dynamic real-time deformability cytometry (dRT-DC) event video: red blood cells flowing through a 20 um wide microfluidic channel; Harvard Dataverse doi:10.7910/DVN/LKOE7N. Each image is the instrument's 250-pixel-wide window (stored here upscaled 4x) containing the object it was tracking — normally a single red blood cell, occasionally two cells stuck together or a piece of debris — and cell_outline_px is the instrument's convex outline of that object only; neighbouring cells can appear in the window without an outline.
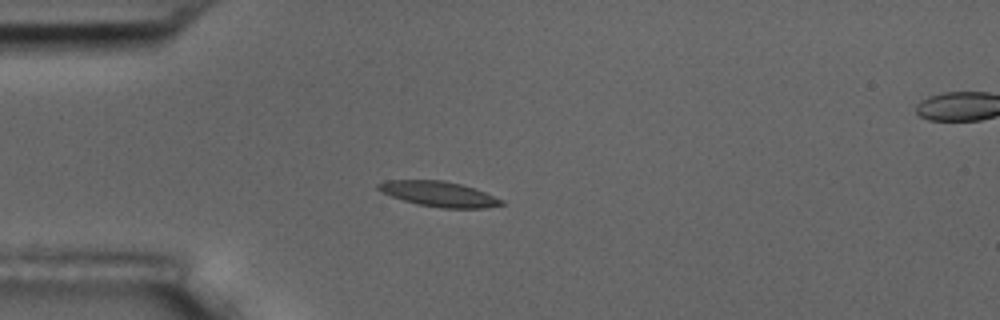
{"species": "common noctule bat (a hibernating species)", "species_latin": "Nyctalus noctula", "temperature_condition": "room temperature", "stored_images_in_passage": 11, "camera_frame_rate_fps": 3000, "um_per_image_px": 0.085, "animal": {"sex": "male", "body_mass_g": 17.5, "forearm_length_mm": 52.3}, "frame": {"image": 1, "passage_image": 4, "time_ms": 4.333, "image_size_px": [1000, 320], "cell_outline_px": [[504, 204], [484, 208], [440, 208], [420, 204], [404, 200], [392, 196], [376, 188], [376, 184], [384, 180], [444, 180], [476, 188], [504, 200]], "centroid_in_image_um": [37.33, 16.48], "position_along_channel_um": 47.7, "area_um2": 18.03}}
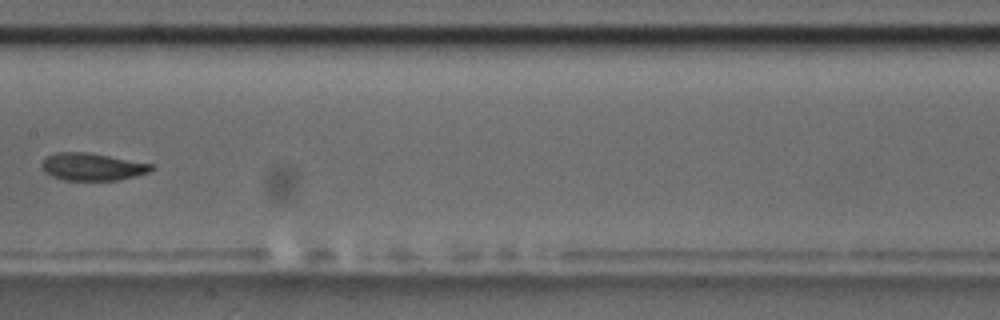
{"frame": {"image": 2, "passage_image": 8, "time_ms": 9.0, "image_size_px": [1000, 320], "cell_outline_px": [[156, 168], [148, 172], [120, 180], [64, 180], [52, 176], [44, 172], [40, 164], [48, 156], [56, 152], [88, 152], [156, 164]], "centroid_in_image_um": [7.88, 14.17], "position_along_channel_um": 199.5, "area_um2": 17.69}}
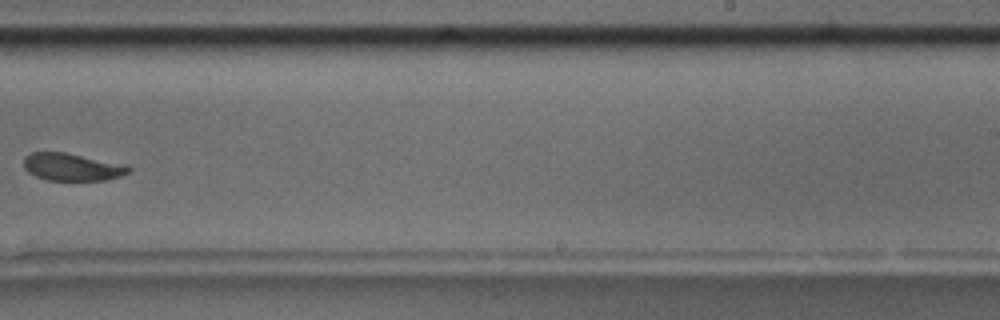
{"frame": {"image": 3, "passage_image": 10, "time_ms": 11.333, "image_size_px": [1000, 320], "cell_outline_px": [[132, 168], [128, 172], [120, 176], [108, 180], [48, 180], [36, 176], [28, 172], [24, 168], [24, 156], [32, 152], [64, 152], [124, 164]], "centroid_in_image_um": [6.11, 14.19], "position_along_channel_um": 282.9, "area_um2": 16.7}}